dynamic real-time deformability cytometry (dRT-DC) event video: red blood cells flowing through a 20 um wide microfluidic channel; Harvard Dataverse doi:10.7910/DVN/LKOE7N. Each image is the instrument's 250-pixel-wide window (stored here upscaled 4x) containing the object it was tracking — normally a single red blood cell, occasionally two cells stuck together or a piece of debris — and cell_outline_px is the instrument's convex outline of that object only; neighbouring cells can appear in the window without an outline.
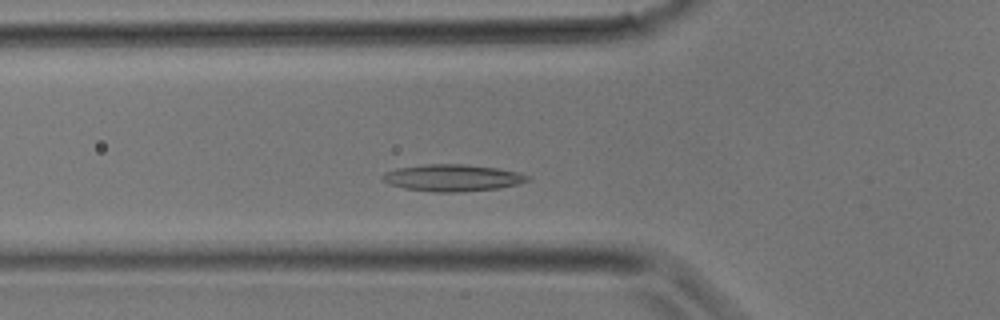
{"species": "common noctule bat (a hibernating species)", "species_latin": "Nyctalus noctula", "temperature_condition": "room temperature", "stored_images_in_passage": 28, "camera_frame_rate_fps": 3000, "um_per_image_px": 0.085, "animal": {"sex": "male", "body_mass_g": 17.9}, "frame": {"image": 1, "passage_image": 6, "time_ms": 1.667, "image_size_px": [1000, 320], "cell_outline_px": [[532, 180], [500, 188], [460, 192], [432, 192], [404, 188], [388, 184], [380, 176], [384, 172], [396, 168], [424, 164], [464, 164], [496, 168], [516, 172], [532, 176]], "centroid_in_image_um": [38.45, 15.11], "position_along_channel_um": 87.4, "area_um2": 22.83}}
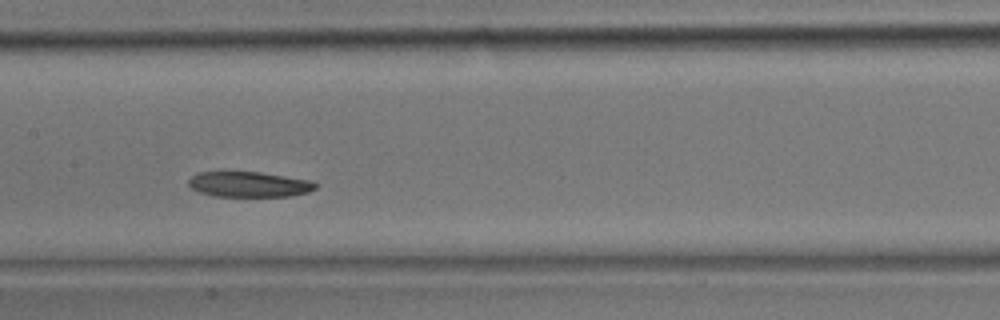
{"frame": {"image": 2, "passage_image": 11, "time_ms": 3.333, "image_size_px": [1000, 320], "cell_outline_px": [[320, 184], [316, 188], [308, 192], [292, 196], [216, 196], [200, 192], [192, 188], [188, 184], [188, 180], [192, 176], [200, 172], [260, 172], [312, 180]], "centroid_in_image_um": [21.23, 15.67], "position_along_channel_um": 186.2, "area_um2": 18.79}}
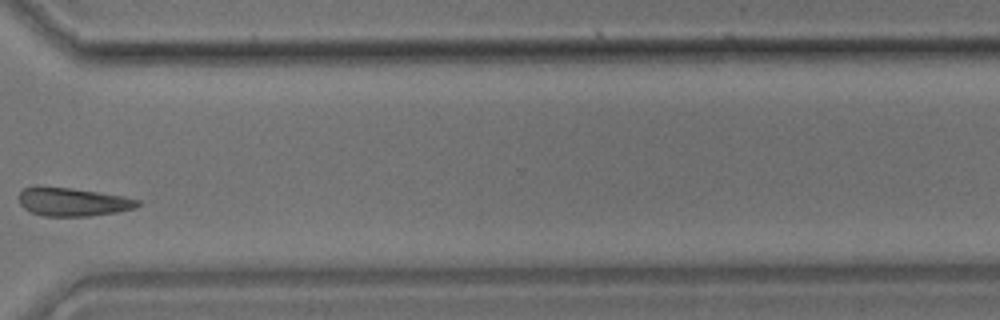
{"frame": {"image": 3, "passage_image": 20, "time_ms": 6.333, "image_size_px": [1000, 320], "cell_outline_px": [[140, 204], [136, 208], [116, 212], [92, 216], [44, 216], [32, 212], [24, 208], [20, 204], [20, 192], [24, 188], [32, 184], [40, 184], [72, 188], [100, 192], [124, 196], [140, 200]], "centroid_in_image_um": [6.16, 17.13], "position_along_channel_um": 364.4, "area_um2": 20.11}}